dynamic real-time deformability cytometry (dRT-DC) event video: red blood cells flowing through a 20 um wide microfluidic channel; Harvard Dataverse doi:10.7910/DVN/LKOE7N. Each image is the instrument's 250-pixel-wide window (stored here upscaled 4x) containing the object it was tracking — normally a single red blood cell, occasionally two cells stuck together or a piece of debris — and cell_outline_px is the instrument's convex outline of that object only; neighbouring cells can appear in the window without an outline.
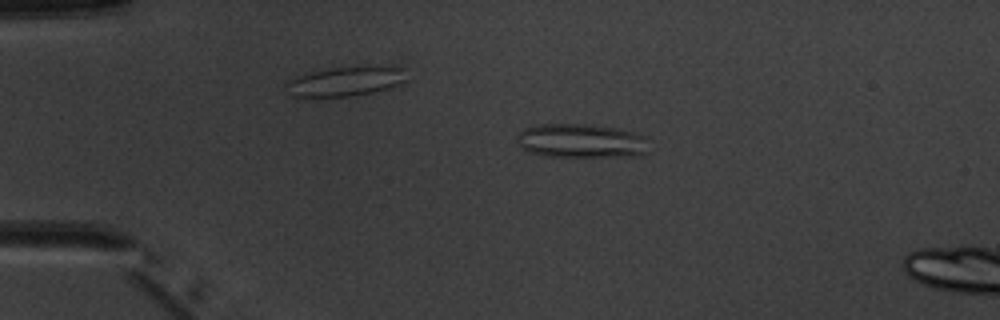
{"species": "common noctule bat (a hibernating species)", "species_latin": "Nyctalus noctula", "temperature_condition": "warm", "stored_images_in_passage": 5, "camera_frame_rate_fps": 3000, "um_per_image_px": 0.085, "animal": {"sex": "male", "body_mass_g": 20.1, "forearm_length_mm": 53.5}, "frame": {"image": 1, "passage_image": 3, "time_ms": 2.333, "image_size_px": [1000, 320], "cell_outline_px": [[648, 152], [640, 156], [544, 156], [528, 152], [520, 148], [516, 140], [516, 136], [524, 128], [540, 124], [592, 124], [616, 128], [632, 132], [644, 136]], "centroid_in_image_um": [49.35, 11.97], "position_along_channel_um": 35.7, "area_um2": 26.3}}